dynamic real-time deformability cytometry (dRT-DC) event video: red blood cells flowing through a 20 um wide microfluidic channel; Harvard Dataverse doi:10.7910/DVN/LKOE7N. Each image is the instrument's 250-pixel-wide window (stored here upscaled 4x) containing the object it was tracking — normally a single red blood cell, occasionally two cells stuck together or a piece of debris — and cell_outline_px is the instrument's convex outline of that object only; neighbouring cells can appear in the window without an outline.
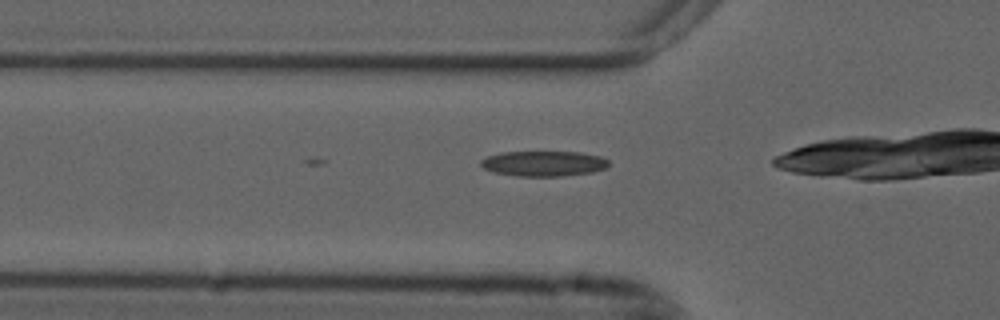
{"species": "common noctule bat (a hibernating species)", "species_latin": "Nyctalus noctula", "temperature_condition": "cold", "stored_images_in_passage": 16, "camera_frame_rate_fps": 3000, "um_per_image_px": 0.085, "animal": {"sex": "male", "forearm_length_mm": 52.5}, "frame": {"image": 1, "passage_image": 13, "time_ms": 4.0, "image_size_px": [1000, 320], "cell_outline_px": [[608, 164], [604, 168], [592, 172], [560, 176], [516, 176], [492, 172], [484, 168], [480, 164], [480, 160], [488, 156], [500, 152], [580, 152], [600, 156], [608, 160]], "centroid_in_image_um": [46.17, 13.9], "position_along_channel_um": 79.6, "area_um2": 18.79}}
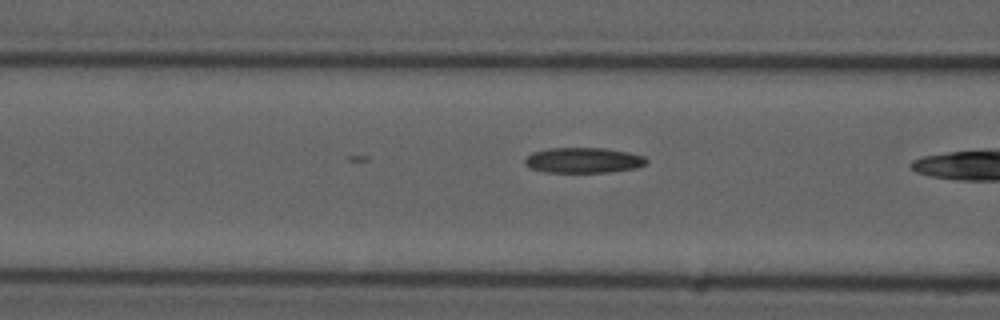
{"frame": {"image": 2, "passage_image": 16, "time_ms": 5.0, "image_size_px": [1000, 320], "cell_outline_px": [[648, 160], [644, 164], [636, 168], [608, 172], [544, 172], [532, 168], [524, 164], [524, 160], [532, 152], [548, 148], [604, 148], [628, 152], [644, 156]], "centroid_in_image_um": [49.57, 13.62], "position_along_channel_um": 117.0, "area_um2": 17.92}}